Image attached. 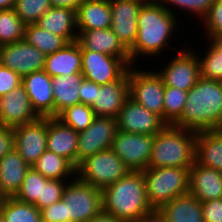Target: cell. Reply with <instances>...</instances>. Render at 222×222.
Listing matches in <instances>:
<instances>
[{
    "mask_svg": "<svg viewBox=\"0 0 222 222\" xmlns=\"http://www.w3.org/2000/svg\"><path fill=\"white\" fill-rule=\"evenodd\" d=\"M136 67L128 69L129 97L163 119L165 85L162 78L154 68Z\"/></svg>",
    "mask_w": 222,
    "mask_h": 222,
    "instance_id": "cell-8",
    "label": "cell"
},
{
    "mask_svg": "<svg viewBox=\"0 0 222 222\" xmlns=\"http://www.w3.org/2000/svg\"><path fill=\"white\" fill-rule=\"evenodd\" d=\"M7 197L0 192V214L2 212L3 203Z\"/></svg>",
    "mask_w": 222,
    "mask_h": 222,
    "instance_id": "cell-51",
    "label": "cell"
},
{
    "mask_svg": "<svg viewBox=\"0 0 222 222\" xmlns=\"http://www.w3.org/2000/svg\"><path fill=\"white\" fill-rule=\"evenodd\" d=\"M147 0H110L111 30L129 50L138 32V14Z\"/></svg>",
    "mask_w": 222,
    "mask_h": 222,
    "instance_id": "cell-16",
    "label": "cell"
},
{
    "mask_svg": "<svg viewBox=\"0 0 222 222\" xmlns=\"http://www.w3.org/2000/svg\"><path fill=\"white\" fill-rule=\"evenodd\" d=\"M179 20L157 0H147L139 11L137 37L135 43L129 49L131 66H136V63H139V58L141 61L142 57L145 62L148 61L146 59L149 57L150 59L159 58L158 61H161L163 57L162 61H164L166 59L164 53L174 50L172 53L174 54L180 50L179 48H184V46L179 47V40L175 41L173 39V36L176 40L178 39L175 36L179 33L176 32L179 31L178 28L181 30L182 24L179 23ZM174 41L175 43L178 42V48L174 47Z\"/></svg>",
    "mask_w": 222,
    "mask_h": 222,
    "instance_id": "cell-1",
    "label": "cell"
},
{
    "mask_svg": "<svg viewBox=\"0 0 222 222\" xmlns=\"http://www.w3.org/2000/svg\"><path fill=\"white\" fill-rule=\"evenodd\" d=\"M133 222H166V221L164 219V216L157 209H154L150 213L140 217L139 219Z\"/></svg>",
    "mask_w": 222,
    "mask_h": 222,
    "instance_id": "cell-48",
    "label": "cell"
},
{
    "mask_svg": "<svg viewBox=\"0 0 222 222\" xmlns=\"http://www.w3.org/2000/svg\"><path fill=\"white\" fill-rule=\"evenodd\" d=\"M189 169L179 167H148L143 172L147 198L153 209L177 196L189 193Z\"/></svg>",
    "mask_w": 222,
    "mask_h": 222,
    "instance_id": "cell-5",
    "label": "cell"
},
{
    "mask_svg": "<svg viewBox=\"0 0 222 222\" xmlns=\"http://www.w3.org/2000/svg\"><path fill=\"white\" fill-rule=\"evenodd\" d=\"M184 46L188 48L176 51L173 58L165 60L166 64L161 62L163 68L157 65L154 70L162 78L165 86L189 91L200 77V63L195 52L196 47L189 48L188 44Z\"/></svg>",
    "mask_w": 222,
    "mask_h": 222,
    "instance_id": "cell-9",
    "label": "cell"
},
{
    "mask_svg": "<svg viewBox=\"0 0 222 222\" xmlns=\"http://www.w3.org/2000/svg\"><path fill=\"white\" fill-rule=\"evenodd\" d=\"M159 3H161L170 13L175 15L176 17L180 18L181 22L182 21V16L181 14L185 13L187 16H194L195 20L198 22L203 20V18L208 14L211 6L214 3V0H157ZM181 10L178 13V10ZM177 13L179 15H177Z\"/></svg>",
    "mask_w": 222,
    "mask_h": 222,
    "instance_id": "cell-33",
    "label": "cell"
},
{
    "mask_svg": "<svg viewBox=\"0 0 222 222\" xmlns=\"http://www.w3.org/2000/svg\"><path fill=\"white\" fill-rule=\"evenodd\" d=\"M103 213L133 222L154 209L150 205L143 172L130 171L102 189Z\"/></svg>",
    "mask_w": 222,
    "mask_h": 222,
    "instance_id": "cell-3",
    "label": "cell"
},
{
    "mask_svg": "<svg viewBox=\"0 0 222 222\" xmlns=\"http://www.w3.org/2000/svg\"><path fill=\"white\" fill-rule=\"evenodd\" d=\"M129 98L128 71L119 79L100 85L96 100L90 106L97 117H117Z\"/></svg>",
    "mask_w": 222,
    "mask_h": 222,
    "instance_id": "cell-19",
    "label": "cell"
},
{
    "mask_svg": "<svg viewBox=\"0 0 222 222\" xmlns=\"http://www.w3.org/2000/svg\"><path fill=\"white\" fill-rule=\"evenodd\" d=\"M158 211L166 222H203L201 202L191 193L177 196Z\"/></svg>",
    "mask_w": 222,
    "mask_h": 222,
    "instance_id": "cell-28",
    "label": "cell"
},
{
    "mask_svg": "<svg viewBox=\"0 0 222 222\" xmlns=\"http://www.w3.org/2000/svg\"><path fill=\"white\" fill-rule=\"evenodd\" d=\"M206 47L195 51L200 63V76L216 81L222 80V39L204 38ZM209 41V42H208ZM207 49V50H205ZM205 51V52H203Z\"/></svg>",
    "mask_w": 222,
    "mask_h": 222,
    "instance_id": "cell-31",
    "label": "cell"
},
{
    "mask_svg": "<svg viewBox=\"0 0 222 222\" xmlns=\"http://www.w3.org/2000/svg\"><path fill=\"white\" fill-rule=\"evenodd\" d=\"M14 149V129L0 126V159Z\"/></svg>",
    "mask_w": 222,
    "mask_h": 222,
    "instance_id": "cell-46",
    "label": "cell"
},
{
    "mask_svg": "<svg viewBox=\"0 0 222 222\" xmlns=\"http://www.w3.org/2000/svg\"><path fill=\"white\" fill-rule=\"evenodd\" d=\"M204 38L222 39V0H214L208 14L203 18Z\"/></svg>",
    "mask_w": 222,
    "mask_h": 222,
    "instance_id": "cell-40",
    "label": "cell"
},
{
    "mask_svg": "<svg viewBox=\"0 0 222 222\" xmlns=\"http://www.w3.org/2000/svg\"><path fill=\"white\" fill-rule=\"evenodd\" d=\"M130 170L111 149L85 158L76 168V176L90 185L103 189L125 177Z\"/></svg>",
    "mask_w": 222,
    "mask_h": 222,
    "instance_id": "cell-7",
    "label": "cell"
},
{
    "mask_svg": "<svg viewBox=\"0 0 222 222\" xmlns=\"http://www.w3.org/2000/svg\"><path fill=\"white\" fill-rule=\"evenodd\" d=\"M36 24L63 37L68 43L77 41L76 11L72 9L51 7Z\"/></svg>",
    "mask_w": 222,
    "mask_h": 222,
    "instance_id": "cell-26",
    "label": "cell"
},
{
    "mask_svg": "<svg viewBox=\"0 0 222 222\" xmlns=\"http://www.w3.org/2000/svg\"><path fill=\"white\" fill-rule=\"evenodd\" d=\"M188 91L165 86L163 120L174 124L182 115L187 100Z\"/></svg>",
    "mask_w": 222,
    "mask_h": 222,
    "instance_id": "cell-38",
    "label": "cell"
},
{
    "mask_svg": "<svg viewBox=\"0 0 222 222\" xmlns=\"http://www.w3.org/2000/svg\"><path fill=\"white\" fill-rule=\"evenodd\" d=\"M45 57L35 46L24 39L0 46V65L8 67L21 78L44 69Z\"/></svg>",
    "mask_w": 222,
    "mask_h": 222,
    "instance_id": "cell-14",
    "label": "cell"
},
{
    "mask_svg": "<svg viewBox=\"0 0 222 222\" xmlns=\"http://www.w3.org/2000/svg\"><path fill=\"white\" fill-rule=\"evenodd\" d=\"M189 193L201 203L222 198V172L197 162L189 169Z\"/></svg>",
    "mask_w": 222,
    "mask_h": 222,
    "instance_id": "cell-22",
    "label": "cell"
},
{
    "mask_svg": "<svg viewBox=\"0 0 222 222\" xmlns=\"http://www.w3.org/2000/svg\"><path fill=\"white\" fill-rule=\"evenodd\" d=\"M1 214L7 222H40V210L33 204L21 202L14 197H7Z\"/></svg>",
    "mask_w": 222,
    "mask_h": 222,
    "instance_id": "cell-34",
    "label": "cell"
},
{
    "mask_svg": "<svg viewBox=\"0 0 222 222\" xmlns=\"http://www.w3.org/2000/svg\"><path fill=\"white\" fill-rule=\"evenodd\" d=\"M0 222H7L2 214H0Z\"/></svg>",
    "mask_w": 222,
    "mask_h": 222,
    "instance_id": "cell-52",
    "label": "cell"
},
{
    "mask_svg": "<svg viewBox=\"0 0 222 222\" xmlns=\"http://www.w3.org/2000/svg\"><path fill=\"white\" fill-rule=\"evenodd\" d=\"M195 162L222 172V132L220 130L197 132Z\"/></svg>",
    "mask_w": 222,
    "mask_h": 222,
    "instance_id": "cell-27",
    "label": "cell"
},
{
    "mask_svg": "<svg viewBox=\"0 0 222 222\" xmlns=\"http://www.w3.org/2000/svg\"><path fill=\"white\" fill-rule=\"evenodd\" d=\"M117 131V121L115 118L96 116L86 130L78 133L76 168L85 158L101 150L111 148Z\"/></svg>",
    "mask_w": 222,
    "mask_h": 222,
    "instance_id": "cell-11",
    "label": "cell"
},
{
    "mask_svg": "<svg viewBox=\"0 0 222 222\" xmlns=\"http://www.w3.org/2000/svg\"><path fill=\"white\" fill-rule=\"evenodd\" d=\"M41 219L46 222H64L67 221L65 202L61 199L40 210Z\"/></svg>",
    "mask_w": 222,
    "mask_h": 222,
    "instance_id": "cell-43",
    "label": "cell"
},
{
    "mask_svg": "<svg viewBox=\"0 0 222 222\" xmlns=\"http://www.w3.org/2000/svg\"><path fill=\"white\" fill-rule=\"evenodd\" d=\"M61 199L65 202L67 221L87 222L103 212L102 189L77 176L67 182Z\"/></svg>",
    "mask_w": 222,
    "mask_h": 222,
    "instance_id": "cell-6",
    "label": "cell"
},
{
    "mask_svg": "<svg viewBox=\"0 0 222 222\" xmlns=\"http://www.w3.org/2000/svg\"><path fill=\"white\" fill-rule=\"evenodd\" d=\"M77 42L80 44L81 49L118 57L129 67L131 66L129 50L123 45L111 28L78 32Z\"/></svg>",
    "mask_w": 222,
    "mask_h": 222,
    "instance_id": "cell-20",
    "label": "cell"
},
{
    "mask_svg": "<svg viewBox=\"0 0 222 222\" xmlns=\"http://www.w3.org/2000/svg\"><path fill=\"white\" fill-rule=\"evenodd\" d=\"M13 129L14 149L31 167L47 149V117H39Z\"/></svg>",
    "mask_w": 222,
    "mask_h": 222,
    "instance_id": "cell-15",
    "label": "cell"
},
{
    "mask_svg": "<svg viewBox=\"0 0 222 222\" xmlns=\"http://www.w3.org/2000/svg\"><path fill=\"white\" fill-rule=\"evenodd\" d=\"M154 135L117 131L111 149L130 171L142 172L148 168Z\"/></svg>",
    "mask_w": 222,
    "mask_h": 222,
    "instance_id": "cell-10",
    "label": "cell"
},
{
    "mask_svg": "<svg viewBox=\"0 0 222 222\" xmlns=\"http://www.w3.org/2000/svg\"><path fill=\"white\" fill-rule=\"evenodd\" d=\"M110 0H84L77 12V32L108 29L111 25Z\"/></svg>",
    "mask_w": 222,
    "mask_h": 222,
    "instance_id": "cell-25",
    "label": "cell"
},
{
    "mask_svg": "<svg viewBox=\"0 0 222 222\" xmlns=\"http://www.w3.org/2000/svg\"><path fill=\"white\" fill-rule=\"evenodd\" d=\"M84 77L82 73L52 78L54 96V117L69 106L80 103L79 88Z\"/></svg>",
    "mask_w": 222,
    "mask_h": 222,
    "instance_id": "cell-29",
    "label": "cell"
},
{
    "mask_svg": "<svg viewBox=\"0 0 222 222\" xmlns=\"http://www.w3.org/2000/svg\"><path fill=\"white\" fill-rule=\"evenodd\" d=\"M194 132L219 130L222 125V83L199 77L188 91L181 117L173 124Z\"/></svg>",
    "mask_w": 222,
    "mask_h": 222,
    "instance_id": "cell-2",
    "label": "cell"
},
{
    "mask_svg": "<svg viewBox=\"0 0 222 222\" xmlns=\"http://www.w3.org/2000/svg\"><path fill=\"white\" fill-rule=\"evenodd\" d=\"M22 78L8 67L0 65V97L21 85Z\"/></svg>",
    "mask_w": 222,
    "mask_h": 222,
    "instance_id": "cell-42",
    "label": "cell"
},
{
    "mask_svg": "<svg viewBox=\"0 0 222 222\" xmlns=\"http://www.w3.org/2000/svg\"><path fill=\"white\" fill-rule=\"evenodd\" d=\"M95 117L92 108L82 103L69 106L56 116L64 125L73 128L78 133L86 130Z\"/></svg>",
    "mask_w": 222,
    "mask_h": 222,
    "instance_id": "cell-36",
    "label": "cell"
},
{
    "mask_svg": "<svg viewBox=\"0 0 222 222\" xmlns=\"http://www.w3.org/2000/svg\"><path fill=\"white\" fill-rule=\"evenodd\" d=\"M69 180L49 179L43 185L42 199L34 204L39 210L61 200L62 193Z\"/></svg>",
    "mask_w": 222,
    "mask_h": 222,
    "instance_id": "cell-41",
    "label": "cell"
},
{
    "mask_svg": "<svg viewBox=\"0 0 222 222\" xmlns=\"http://www.w3.org/2000/svg\"><path fill=\"white\" fill-rule=\"evenodd\" d=\"M84 79L104 85L119 80L129 69L120 58L101 52L81 49Z\"/></svg>",
    "mask_w": 222,
    "mask_h": 222,
    "instance_id": "cell-12",
    "label": "cell"
},
{
    "mask_svg": "<svg viewBox=\"0 0 222 222\" xmlns=\"http://www.w3.org/2000/svg\"><path fill=\"white\" fill-rule=\"evenodd\" d=\"M100 85L83 79L79 88L80 103L91 106L96 100Z\"/></svg>",
    "mask_w": 222,
    "mask_h": 222,
    "instance_id": "cell-45",
    "label": "cell"
},
{
    "mask_svg": "<svg viewBox=\"0 0 222 222\" xmlns=\"http://www.w3.org/2000/svg\"><path fill=\"white\" fill-rule=\"evenodd\" d=\"M81 47L77 41L67 43L62 49L46 55L44 71L50 77L81 73Z\"/></svg>",
    "mask_w": 222,
    "mask_h": 222,
    "instance_id": "cell-23",
    "label": "cell"
},
{
    "mask_svg": "<svg viewBox=\"0 0 222 222\" xmlns=\"http://www.w3.org/2000/svg\"><path fill=\"white\" fill-rule=\"evenodd\" d=\"M38 118L22 84L0 97V126L15 128Z\"/></svg>",
    "mask_w": 222,
    "mask_h": 222,
    "instance_id": "cell-17",
    "label": "cell"
},
{
    "mask_svg": "<svg viewBox=\"0 0 222 222\" xmlns=\"http://www.w3.org/2000/svg\"><path fill=\"white\" fill-rule=\"evenodd\" d=\"M26 24L14 9L0 11V46L24 39Z\"/></svg>",
    "mask_w": 222,
    "mask_h": 222,
    "instance_id": "cell-35",
    "label": "cell"
},
{
    "mask_svg": "<svg viewBox=\"0 0 222 222\" xmlns=\"http://www.w3.org/2000/svg\"><path fill=\"white\" fill-rule=\"evenodd\" d=\"M31 167L47 179L71 180L76 176V168L66 158L47 149Z\"/></svg>",
    "mask_w": 222,
    "mask_h": 222,
    "instance_id": "cell-30",
    "label": "cell"
},
{
    "mask_svg": "<svg viewBox=\"0 0 222 222\" xmlns=\"http://www.w3.org/2000/svg\"><path fill=\"white\" fill-rule=\"evenodd\" d=\"M15 0H0V11L14 9Z\"/></svg>",
    "mask_w": 222,
    "mask_h": 222,
    "instance_id": "cell-50",
    "label": "cell"
},
{
    "mask_svg": "<svg viewBox=\"0 0 222 222\" xmlns=\"http://www.w3.org/2000/svg\"><path fill=\"white\" fill-rule=\"evenodd\" d=\"M84 0H50L51 7L72 9L77 12Z\"/></svg>",
    "mask_w": 222,
    "mask_h": 222,
    "instance_id": "cell-47",
    "label": "cell"
},
{
    "mask_svg": "<svg viewBox=\"0 0 222 222\" xmlns=\"http://www.w3.org/2000/svg\"><path fill=\"white\" fill-rule=\"evenodd\" d=\"M203 222H222V198L201 203Z\"/></svg>",
    "mask_w": 222,
    "mask_h": 222,
    "instance_id": "cell-44",
    "label": "cell"
},
{
    "mask_svg": "<svg viewBox=\"0 0 222 222\" xmlns=\"http://www.w3.org/2000/svg\"><path fill=\"white\" fill-rule=\"evenodd\" d=\"M197 132L167 124L154 135L148 167L191 168L195 162Z\"/></svg>",
    "mask_w": 222,
    "mask_h": 222,
    "instance_id": "cell-4",
    "label": "cell"
},
{
    "mask_svg": "<svg viewBox=\"0 0 222 222\" xmlns=\"http://www.w3.org/2000/svg\"><path fill=\"white\" fill-rule=\"evenodd\" d=\"M50 8V0H15L14 11L28 25L37 23Z\"/></svg>",
    "mask_w": 222,
    "mask_h": 222,
    "instance_id": "cell-39",
    "label": "cell"
},
{
    "mask_svg": "<svg viewBox=\"0 0 222 222\" xmlns=\"http://www.w3.org/2000/svg\"><path fill=\"white\" fill-rule=\"evenodd\" d=\"M116 121L119 131L146 135H155L167 125L159 115L147 110L130 97L119 111Z\"/></svg>",
    "mask_w": 222,
    "mask_h": 222,
    "instance_id": "cell-13",
    "label": "cell"
},
{
    "mask_svg": "<svg viewBox=\"0 0 222 222\" xmlns=\"http://www.w3.org/2000/svg\"><path fill=\"white\" fill-rule=\"evenodd\" d=\"M24 40L35 46L44 55L53 54L68 43L63 37L42 29L36 23L26 25Z\"/></svg>",
    "mask_w": 222,
    "mask_h": 222,
    "instance_id": "cell-32",
    "label": "cell"
},
{
    "mask_svg": "<svg viewBox=\"0 0 222 222\" xmlns=\"http://www.w3.org/2000/svg\"><path fill=\"white\" fill-rule=\"evenodd\" d=\"M32 167L27 171L21 187L13 196L15 199L29 204H35L38 199H42L43 185L48 181Z\"/></svg>",
    "mask_w": 222,
    "mask_h": 222,
    "instance_id": "cell-37",
    "label": "cell"
},
{
    "mask_svg": "<svg viewBox=\"0 0 222 222\" xmlns=\"http://www.w3.org/2000/svg\"><path fill=\"white\" fill-rule=\"evenodd\" d=\"M87 222H128V221L118 219L116 217H113L111 215L102 212L98 216L89 219Z\"/></svg>",
    "mask_w": 222,
    "mask_h": 222,
    "instance_id": "cell-49",
    "label": "cell"
},
{
    "mask_svg": "<svg viewBox=\"0 0 222 222\" xmlns=\"http://www.w3.org/2000/svg\"><path fill=\"white\" fill-rule=\"evenodd\" d=\"M30 166L13 149L0 159V192L6 197H13L21 184Z\"/></svg>",
    "mask_w": 222,
    "mask_h": 222,
    "instance_id": "cell-24",
    "label": "cell"
},
{
    "mask_svg": "<svg viewBox=\"0 0 222 222\" xmlns=\"http://www.w3.org/2000/svg\"><path fill=\"white\" fill-rule=\"evenodd\" d=\"M52 77L44 70L22 77L32 109L39 117H54V96L51 86Z\"/></svg>",
    "mask_w": 222,
    "mask_h": 222,
    "instance_id": "cell-18",
    "label": "cell"
},
{
    "mask_svg": "<svg viewBox=\"0 0 222 222\" xmlns=\"http://www.w3.org/2000/svg\"><path fill=\"white\" fill-rule=\"evenodd\" d=\"M78 136V132L56 117H47V150L66 158L75 168Z\"/></svg>",
    "mask_w": 222,
    "mask_h": 222,
    "instance_id": "cell-21",
    "label": "cell"
}]
</instances>
